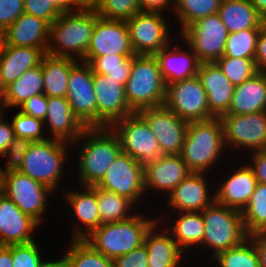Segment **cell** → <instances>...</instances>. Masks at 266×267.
Returning <instances> with one entry per match:
<instances>
[{
  "label": "cell",
  "mask_w": 266,
  "mask_h": 267,
  "mask_svg": "<svg viewBox=\"0 0 266 267\" xmlns=\"http://www.w3.org/2000/svg\"><path fill=\"white\" fill-rule=\"evenodd\" d=\"M76 145H79L75 155L77 171L73 172L81 186L97 185L122 152L120 140L110 127H87L71 144L72 149L76 150Z\"/></svg>",
  "instance_id": "6da1fadb"
},
{
  "label": "cell",
  "mask_w": 266,
  "mask_h": 267,
  "mask_svg": "<svg viewBox=\"0 0 266 267\" xmlns=\"http://www.w3.org/2000/svg\"><path fill=\"white\" fill-rule=\"evenodd\" d=\"M94 26L95 10L93 7L63 11L49 27L46 54L83 60Z\"/></svg>",
  "instance_id": "7a4b0ae2"
},
{
  "label": "cell",
  "mask_w": 266,
  "mask_h": 267,
  "mask_svg": "<svg viewBox=\"0 0 266 267\" xmlns=\"http://www.w3.org/2000/svg\"><path fill=\"white\" fill-rule=\"evenodd\" d=\"M227 149L220 117L189 122L180 156L190 172L208 173ZM218 161V162H217ZM217 163V164H216Z\"/></svg>",
  "instance_id": "3957f363"
},
{
  "label": "cell",
  "mask_w": 266,
  "mask_h": 267,
  "mask_svg": "<svg viewBox=\"0 0 266 267\" xmlns=\"http://www.w3.org/2000/svg\"><path fill=\"white\" fill-rule=\"evenodd\" d=\"M154 218L137 213L122 221L101 224L84 240L104 256L114 259L144 244L147 232L158 221V217Z\"/></svg>",
  "instance_id": "277c9868"
},
{
  "label": "cell",
  "mask_w": 266,
  "mask_h": 267,
  "mask_svg": "<svg viewBox=\"0 0 266 267\" xmlns=\"http://www.w3.org/2000/svg\"><path fill=\"white\" fill-rule=\"evenodd\" d=\"M201 213L204 218V237L198 250H208L212 253L211 258L248 239L240 211L214 201Z\"/></svg>",
  "instance_id": "5b68a950"
},
{
  "label": "cell",
  "mask_w": 266,
  "mask_h": 267,
  "mask_svg": "<svg viewBox=\"0 0 266 267\" xmlns=\"http://www.w3.org/2000/svg\"><path fill=\"white\" fill-rule=\"evenodd\" d=\"M166 84L154 55H133L132 68L125 84L129 107L138 112L144 108L163 106Z\"/></svg>",
  "instance_id": "8992f818"
},
{
  "label": "cell",
  "mask_w": 266,
  "mask_h": 267,
  "mask_svg": "<svg viewBox=\"0 0 266 267\" xmlns=\"http://www.w3.org/2000/svg\"><path fill=\"white\" fill-rule=\"evenodd\" d=\"M69 147V148H68ZM71 144L57 140L47 139L32 142L24 155L19 172L44 184L51 190L58 191L61 177L64 174V165L68 164V155H71Z\"/></svg>",
  "instance_id": "52a82bcc"
},
{
  "label": "cell",
  "mask_w": 266,
  "mask_h": 267,
  "mask_svg": "<svg viewBox=\"0 0 266 267\" xmlns=\"http://www.w3.org/2000/svg\"><path fill=\"white\" fill-rule=\"evenodd\" d=\"M0 192L12 200L24 214L39 225L42 224L41 226L49 208L48 199L55 193L49 187L19 171L0 174Z\"/></svg>",
  "instance_id": "ba28073f"
},
{
  "label": "cell",
  "mask_w": 266,
  "mask_h": 267,
  "mask_svg": "<svg viewBox=\"0 0 266 267\" xmlns=\"http://www.w3.org/2000/svg\"><path fill=\"white\" fill-rule=\"evenodd\" d=\"M110 128L118 136L122 152L143 166L163 155L155 135L138 112L115 122Z\"/></svg>",
  "instance_id": "9c48e42d"
},
{
  "label": "cell",
  "mask_w": 266,
  "mask_h": 267,
  "mask_svg": "<svg viewBox=\"0 0 266 267\" xmlns=\"http://www.w3.org/2000/svg\"><path fill=\"white\" fill-rule=\"evenodd\" d=\"M179 35L201 63L215 62L224 55L228 31L218 13L198 19Z\"/></svg>",
  "instance_id": "30bf717a"
},
{
  "label": "cell",
  "mask_w": 266,
  "mask_h": 267,
  "mask_svg": "<svg viewBox=\"0 0 266 267\" xmlns=\"http://www.w3.org/2000/svg\"><path fill=\"white\" fill-rule=\"evenodd\" d=\"M224 144L227 151L234 148L251 152L266 150V110L251 114H223Z\"/></svg>",
  "instance_id": "8fae6325"
},
{
  "label": "cell",
  "mask_w": 266,
  "mask_h": 267,
  "mask_svg": "<svg viewBox=\"0 0 266 267\" xmlns=\"http://www.w3.org/2000/svg\"><path fill=\"white\" fill-rule=\"evenodd\" d=\"M165 16L161 12L139 11L126 21L135 55H154L172 42L174 37Z\"/></svg>",
  "instance_id": "7c38bea8"
},
{
  "label": "cell",
  "mask_w": 266,
  "mask_h": 267,
  "mask_svg": "<svg viewBox=\"0 0 266 267\" xmlns=\"http://www.w3.org/2000/svg\"><path fill=\"white\" fill-rule=\"evenodd\" d=\"M163 105L186 122L215 117L209 111L207 93L197 75L166 85Z\"/></svg>",
  "instance_id": "4fadbf2b"
},
{
  "label": "cell",
  "mask_w": 266,
  "mask_h": 267,
  "mask_svg": "<svg viewBox=\"0 0 266 267\" xmlns=\"http://www.w3.org/2000/svg\"><path fill=\"white\" fill-rule=\"evenodd\" d=\"M143 174L144 166L121 152L96 186L124 196L137 206L146 195Z\"/></svg>",
  "instance_id": "5bb4252c"
},
{
  "label": "cell",
  "mask_w": 266,
  "mask_h": 267,
  "mask_svg": "<svg viewBox=\"0 0 266 267\" xmlns=\"http://www.w3.org/2000/svg\"><path fill=\"white\" fill-rule=\"evenodd\" d=\"M66 98L74 114L86 127H97V99L89 63L78 60L72 66Z\"/></svg>",
  "instance_id": "9a60e30c"
},
{
  "label": "cell",
  "mask_w": 266,
  "mask_h": 267,
  "mask_svg": "<svg viewBox=\"0 0 266 267\" xmlns=\"http://www.w3.org/2000/svg\"><path fill=\"white\" fill-rule=\"evenodd\" d=\"M138 113L145 119L159 143L163 155H179L189 122L179 118L167 107L144 108Z\"/></svg>",
  "instance_id": "2e32d148"
},
{
  "label": "cell",
  "mask_w": 266,
  "mask_h": 267,
  "mask_svg": "<svg viewBox=\"0 0 266 267\" xmlns=\"http://www.w3.org/2000/svg\"><path fill=\"white\" fill-rule=\"evenodd\" d=\"M206 174L190 172L167 195L165 204L169 208L168 210H175L174 215H176L177 212H201L211 205L215 201V191L210 189L212 186L213 189L215 188L214 185L209 184L211 181L208 180L209 175Z\"/></svg>",
  "instance_id": "e0dca14e"
},
{
  "label": "cell",
  "mask_w": 266,
  "mask_h": 267,
  "mask_svg": "<svg viewBox=\"0 0 266 267\" xmlns=\"http://www.w3.org/2000/svg\"><path fill=\"white\" fill-rule=\"evenodd\" d=\"M97 99V127H111L134 113L125 97V86L107 75L93 73Z\"/></svg>",
  "instance_id": "ac0fdd59"
},
{
  "label": "cell",
  "mask_w": 266,
  "mask_h": 267,
  "mask_svg": "<svg viewBox=\"0 0 266 267\" xmlns=\"http://www.w3.org/2000/svg\"><path fill=\"white\" fill-rule=\"evenodd\" d=\"M135 54L126 21L104 19L95 12V26L85 56Z\"/></svg>",
  "instance_id": "d6986e66"
},
{
  "label": "cell",
  "mask_w": 266,
  "mask_h": 267,
  "mask_svg": "<svg viewBox=\"0 0 266 267\" xmlns=\"http://www.w3.org/2000/svg\"><path fill=\"white\" fill-rule=\"evenodd\" d=\"M81 188V189H80ZM72 189V190H71ZM63 191L66 204L70 206L72 214L76 218V224H72L71 239H84L102 223L98 209L96 185L79 186V191L73 188ZM78 222V224H77Z\"/></svg>",
  "instance_id": "ffe728a7"
},
{
  "label": "cell",
  "mask_w": 266,
  "mask_h": 267,
  "mask_svg": "<svg viewBox=\"0 0 266 267\" xmlns=\"http://www.w3.org/2000/svg\"><path fill=\"white\" fill-rule=\"evenodd\" d=\"M190 173L180 155H162L144 165V189L146 195L159 192L167 198L173 189ZM148 192V193H147Z\"/></svg>",
  "instance_id": "44dd1931"
},
{
  "label": "cell",
  "mask_w": 266,
  "mask_h": 267,
  "mask_svg": "<svg viewBox=\"0 0 266 267\" xmlns=\"http://www.w3.org/2000/svg\"><path fill=\"white\" fill-rule=\"evenodd\" d=\"M40 225L0 192V245L25 244L35 241Z\"/></svg>",
  "instance_id": "7402d4cb"
},
{
  "label": "cell",
  "mask_w": 266,
  "mask_h": 267,
  "mask_svg": "<svg viewBox=\"0 0 266 267\" xmlns=\"http://www.w3.org/2000/svg\"><path fill=\"white\" fill-rule=\"evenodd\" d=\"M183 42L187 45H185L187 50L182 49L185 47L177 45V43L173 46L174 42L172 41L154 54L166 85L192 78L198 73L201 62L191 47L185 41Z\"/></svg>",
  "instance_id": "603a6c76"
},
{
  "label": "cell",
  "mask_w": 266,
  "mask_h": 267,
  "mask_svg": "<svg viewBox=\"0 0 266 267\" xmlns=\"http://www.w3.org/2000/svg\"><path fill=\"white\" fill-rule=\"evenodd\" d=\"M243 164L232 169L228 176H223L225 178H222L224 180L217 186L218 189H214L216 202L240 212L247 206L258 183L252 169Z\"/></svg>",
  "instance_id": "cb8c5ba5"
},
{
  "label": "cell",
  "mask_w": 266,
  "mask_h": 267,
  "mask_svg": "<svg viewBox=\"0 0 266 267\" xmlns=\"http://www.w3.org/2000/svg\"><path fill=\"white\" fill-rule=\"evenodd\" d=\"M47 106L44 125L50 132L48 135L51 139L74 143L87 127L74 114L67 98L48 97Z\"/></svg>",
  "instance_id": "d4e9b609"
},
{
  "label": "cell",
  "mask_w": 266,
  "mask_h": 267,
  "mask_svg": "<svg viewBox=\"0 0 266 267\" xmlns=\"http://www.w3.org/2000/svg\"><path fill=\"white\" fill-rule=\"evenodd\" d=\"M161 217L145 236L144 244L148 252L147 265L148 267H181L182 260H186L183 256L186 253L178 246L166 227L160 228L161 222H164L163 217L167 218L164 214Z\"/></svg>",
  "instance_id": "484cf974"
},
{
  "label": "cell",
  "mask_w": 266,
  "mask_h": 267,
  "mask_svg": "<svg viewBox=\"0 0 266 267\" xmlns=\"http://www.w3.org/2000/svg\"><path fill=\"white\" fill-rule=\"evenodd\" d=\"M207 93L209 111L215 117L227 113L235 86L228 80L215 62L200 63L197 73Z\"/></svg>",
  "instance_id": "4316f807"
},
{
  "label": "cell",
  "mask_w": 266,
  "mask_h": 267,
  "mask_svg": "<svg viewBox=\"0 0 266 267\" xmlns=\"http://www.w3.org/2000/svg\"><path fill=\"white\" fill-rule=\"evenodd\" d=\"M50 25L34 15L22 13L5 31V44L35 47L47 52Z\"/></svg>",
  "instance_id": "83f0119b"
},
{
  "label": "cell",
  "mask_w": 266,
  "mask_h": 267,
  "mask_svg": "<svg viewBox=\"0 0 266 267\" xmlns=\"http://www.w3.org/2000/svg\"><path fill=\"white\" fill-rule=\"evenodd\" d=\"M46 53L35 47L4 45L0 52V81L5 88L28 69L41 64Z\"/></svg>",
  "instance_id": "f1b7e54d"
},
{
  "label": "cell",
  "mask_w": 266,
  "mask_h": 267,
  "mask_svg": "<svg viewBox=\"0 0 266 267\" xmlns=\"http://www.w3.org/2000/svg\"><path fill=\"white\" fill-rule=\"evenodd\" d=\"M266 110V72L235 86L231 105L225 114H251Z\"/></svg>",
  "instance_id": "f546056e"
},
{
  "label": "cell",
  "mask_w": 266,
  "mask_h": 267,
  "mask_svg": "<svg viewBox=\"0 0 266 267\" xmlns=\"http://www.w3.org/2000/svg\"><path fill=\"white\" fill-rule=\"evenodd\" d=\"M218 14L228 33L260 29L265 23L249 0H221Z\"/></svg>",
  "instance_id": "4dcf8cb0"
},
{
  "label": "cell",
  "mask_w": 266,
  "mask_h": 267,
  "mask_svg": "<svg viewBox=\"0 0 266 267\" xmlns=\"http://www.w3.org/2000/svg\"><path fill=\"white\" fill-rule=\"evenodd\" d=\"M78 60L46 54L41 62L43 94L47 97H66L72 66Z\"/></svg>",
  "instance_id": "1f68e13d"
},
{
  "label": "cell",
  "mask_w": 266,
  "mask_h": 267,
  "mask_svg": "<svg viewBox=\"0 0 266 267\" xmlns=\"http://www.w3.org/2000/svg\"><path fill=\"white\" fill-rule=\"evenodd\" d=\"M177 215L172 224L165 225L166 229L185 253L189 249L197 250L204 237V218L202 213L192 211L177 212Z\"/></svg>",
  "instance_id": "d6a6232c"
},
{
  "label": "cell",
  "mask_w": 266,
  "mask_h": 267,
  "mask_svg": "<svg viewBox=\"0 0 266 267\" xmlns=\"http://www.w3.org/2000/svg\"><path fill=\"white\" fill-rule=\"evenodd\" d=\"M43 83L41 64L28 69L15 82L4 88L3 99L6 107H19L29 98L43 94Z\"/></svg>",
  "instance_id": "836d02e7"
},
{
  "label": "cell",
  "mask_w": 266,
  "mask_h": 267,
  "mask_svg": "<svg viewBox=\"0 0 266 267\" xmlns=\"http://www.w3.org/2000/svg\"><path fill=\"white\" fill-rule=\"evenodd\" d=\"M96 196L102 224L125 220L135 214L133 211H138L126 197L97 186Z\"/></svg>",
  "instance_id": "e575fe53"
},
{
  "label": "cell",
  "mask_w": 266,
  "mask_h": 267,
  "mask_svg": "<svg viewBox=\"0 0 266 267\" xmlns=\"http://www.w3.org/2000/svg\"><path fill=\"white\" fill-rule=\"evenodd\" d=\"M135 54H112L104 56H85L82 61L90 64L93 73L107 75L125 86L132 68Z\"/></svg>",
  "instance_id": "d590c367"
},
{
  "label": "cell",
  "mask_w": 266,
  "mask_h": 267,
  "mask_svg": "<svg viewBox=\"0 0 266 267\" xmlns=\"http://www.w3.org/2000/svg\"><path fill=\"white\" fill-rule=\"evenodd\" d=\"M221 0H175L173 14L182 31L198 19L218 13Z\"/></svg>",
  "instance_id": "8d00e7d4"
},
{
  "label": "cell",
  "mask_w": 266,
  "mask_h": 267,
  "mask_svg": "<svg viewBox=\"0 0 266 267\" xmlns=\"http://www.w3.org/2000/svg\"><path fill=\"white\" fill-rule=\"evenodd\" d=\"M64 253L69 267H114L110 259L95 250L84 239H71Z\"/></svg>",
  "instance_id": "74e56055"
},
{
  "label": "cell",
  "mask_w": 266,
  "mask_h": 267,
  "mask_svg": "<svg viewBox=\"0 0 266 267\" xmlns=\"http://www.w3.org/2000/svg\"><path fill=\"white\" fill-rule=\"evenodd\" d=\"M241 213L248 235L266 232V184L257 183L247 206Z\"/></svg>",
  "instance_id": "f35d334b"
},
{
  "label": "cell",
  "mask_w": 266,
  "mask_h": 267,
  "mask_svg": "<svg viewBox=\"0 0 266 267\" xmlns=\"http://www.w3.org/2000/svg\"><path fill=\"white\" fill-rule=\"evenodd\" d=\"M217 267H259V260L252 242L246 239L239 246L218 253L212 258Z\"/></svg>",
  "instance_id": "ab89813d"
},
{
  "label": "cell",
  "mask_w": 266,
  "mask_h": 267,
  "mask_svg": "<svg viewBox=\"0 0 266 267\" xmlns=\"http://www.w3.org/2000/svg\"><path fill=\"white\" fill-rule=\"evenodd\" d=\"M215 63L234 86L242 84L260 72L254 58H234L223 55Z\"/></svg>",
  "instance_id": "60d3db41"
},
{
  "label": "cell",
  "mask_w": 266,
  "mask_h": 267,
  "mask_svg": "<svg viewBox=\"0 0 266 267\" xmlns=\"http://www.w3.org/2000/svg\"><path fill=\"white\" fill-rule=\"evenodd\" d=\"M260 29H246L228 33L224 56L234 58H255Z\"/></svg>",
  "instance_id": "b9f144b4"
},
{
  "label": "cell",
  "mask_w": 266,
  "mask_h": 267,
  "mask_svg": "<svg viewBox=\"0 0 266 267\" xmlns=\"http://www.w3.org/2000/svg\"><path fill=\"white\" fill-rule=\"evenodd\" d=\"M98 16L127 21L140 11L139 0H98L93 6Z\"/></svg>",
  "instance_id": "7bdbcfd3"
},
{
  "label": "cell",
  "mask_w": 266,
  "mask_h": 267,
  "mask_svg": "<svg viewBox=\"0 0 266 267\" xmlns=\"http://www.w3.org/2000/svg\"><path fill=\"white\" fill-rule=\"evenodd\" d=\"M11 123L16 137L29 139L31 142L45 141L50 138L45 136L44 121L28 116L20 110L13 116Z\"/></svg>",
  "instance_id": "ee69618b"
},
{
  "label": "cell",
  "mask_w": 266,
  "mask_h": 267,
  "mask_svg": "<svg viewBox=\"0 0 266 267\" xmlns=\"http://www.w3.org/2000/svg\"><path fill=\"white\" fill-rule=\"evenodd\" d=\"M37 242L12 244V267H39L45 258Z\"/></svg>",
  "instance_id": "f6af8a7d"
},
{
  "label": "cell",
  "mask_w": 266,
  "mask_h": 267,
  "mask_svg": "<svg viewBox=\"0 0 266 267\" xmlns=\"http://www.w3.org/2000/svg\"><path fill=\"white\" fill-rule=\"evenodd\" d=\"M64 10L54 0H24V13L43 19L51 25Z\"/></svg>",
  "instance_id": "bcb514c9"
},
{
  "label": "cell",
  "mask_w": 266,
  "mask_h": 267,
  "mask_svg": "<svg viewBox=\"0 0 266 267\" xmlns=\"http://www.w3.org/2000/svg\"><path fill=\"white\" fill-rule=\"evenodd\" d=\"M32 142L29 139L14 137L12 143L8 146L2 157H7L4 168H0L1 173L9 171H18L22 166L24 155Z\"/></svg>",
  "instance_id": "7dc6e473"
},
{
  "label": "cell",
  "mask_w": 266,
  "mask_h": 267,
  "mask_svg": "<svg viewBox=\"0 0 266 267\" xmlns=\"http://www.w3.org/2000/svg\"><path fill=\"white\" fill-rule=\"evenodd\" d=\"M24 13V0H0V28L4 31Z\"/></svg>",
  "instance_id": "c3c4849f"
},
{
  "label": "cell",
  "mask_w": 266,
  "mask_h": 267,
  "mask_svg": "<svg viewBox=\"0 0 266 267\" xmlns=\"http://www.w3.org/2000/svg\"><path fill=\"white\" fill-rule=\"evenodd\" d=\"M148 252L145 244L125 255L113 259L114 267H148Z\"/></svg>",
  "instance_id": "681fc988"
},
{
  "label": "cell",
  "mask_w": 266,
  "mask_h": 267,
  "mask_svg": "<svg viewBox=\"0 0 266 267\" xmlns=\"http://www.w3.org/2000/svg\"><path fill=\"white\" fill-rule=\"evenodd\" d=\"M47 103L48 97L45 94H38L26 100L18 108L26 115L44 121L48 109Z\"/></svg>",
  "instance_id": "f907efd6"
},
{
  "label": "cell",
  "mask_w": 266,
  "mask_h": 267,
  "mask_svg": "<svg viewBox=\"0 0 266 267\" xmlns=\"http://www.w3.org/2000/svg\"><path fill=\"white\" fill-rule=\"evenodd\" d=\"M250 163L248 166L252 169L258 183L266 184V150L250 152Z\"/></svg>",
  "instance_id": "816d5d0a"
},
{
  "label": "cell",
  "mask_w": 266,
  "mask_h": 267,
  "mask_svg": "<svg viewBox=\"0 0 266 267\" xmlns=\"http://www.w3.org/2000/svg\"><path fill=\"white\" fill-rule=\"evenodd\" d=\"M254 59L259 71L266 72V22L260 28Z\"/></svg>",
  "instance_id": "f5cc1de1"
},
{
  "label": "cell",
  "mask_w": 266,
  "mask_h": 267,
  "mask_svg": "<svg viewBox=\"0 0 266 267\" xmlns=\"http://www.w3.org/2000/svg\"><path fill=\"white\" fill-rule=\"evenodd\" d=\"M140 11L161 12L166 14L174 9L172 0H139ZM170 9V10H169Z\"/></svg>",
  "instance_id": "db71d44e"
},
{
  "label": "cell",
  "mask_w": 266,
  "mask_h": 267,
  "mask_svg": "<svg viewBox=\"0 0 266 267\" xmlns=\"http://www.w3.org/2000/svg\"><path fill=\"white\" fill-rule=\"evenodd\" d=\"M4 116L0 120V157L3 156L15 137L11 121Z\"/></svg>",
  "instance_id": "11a10c76"
},
{
  "label": "cell",
  "mask_w": 266,
  "mask_h": 267,
  "mask_svg": "<svg viewBox=\"0 0 266 267\" xmlns=\"http://www.w3.org/2000/svg\"><path fill=\"white\" fill-rule=\"evenodd\" d=\"M248 239L252 242L257 253L259 267H266V232L248 235Z\"/></svg>",
  "instance_id": "9f6ffc18"
},
{
  "label": "cell",
  "mask_w": 266,
  "mask_h": 267,
  "mask_svg": "<svg viewBox=\"0 0 266 267\" xmlns=\"http://www.w3.org/2000/svg\"><path fill=\"white\" fill-rule=\"evenodd\" d=\"M12 266V245H0V267Z\"/></svg>",
  "instance_id": "6f0895ef"
},
{
  "label": "cell",
  "mask_w": 266,
  "mask_h": 267,
  "mask_svg": "<svg viewBox=\"0 0 266 267\" xmlns=\"http://www.w3.org/2000/svg\"><path fill=\"white\" fill-rule=\"evenodd\" d=\"M64 11L83 7L77 0H54Z\"/></svg>",
  "instance_id": "680465c9"
},
{
  "label": "cell",
  "mask_w": 266,
  "mask_h": 267,
  "mask_svg": "<svg viewBox=\"0 0 266 267\" xmlns=\"http://www.w3.org/2000/svg\"><path fill=\"white\" fill-rule=\"evenodd\" d=\"M39 267H69V266L65 254H63V257H61L60 259L57 258L56 260L47 262L43 260Z\"/></svg>",
  "instance_id": "91938a15"
},
{
  "label": "cell",
  "mask_w": 266,
  "mask_h": 267,
  "mask_svg": "<svg viewBox=\"0 0 266 267\" xmlns=\"http://www.w3.org/2000/svg\"><path fill=\"white\" fill-rule=\"evenodd\" d=\"M250 3L257 10L258 14L265 20L266 22V0H249Z\"/></svg>",
  "instance_id": "94428289"
},
{
  "label": "cell",
  "mask_w": 266,
  "mask_h": 267,
  "mask_svg": "<svg viewBox=\"0 0 266 267\" xmlns=\"http://www.w3.org/2000/svg\"><path fill=\"white\" fill-rule=\"evenodd\" d=\"M83 7H93L98 0H77Z\"/></svg>",
  "instance_id": "6125c7cd"
},
{
  "label": "cell",
  "mask_w": 266,
  "mask_h": 267,
  "mask_svg": "<svg viewBox=\"0 0 266 267\" xmlns=\"http://www.w3.org/2000/svg\"><path fill=\"white\" fill-rule=\"evenodd\" d=\"M5 109H7L4 99H0V120L6 115Z\"/></svg>",
  "instance_id": "be15d7a7"
},
{
  "label": "cell",
  "mask_w": 266,
  "mask_h": 267,
  "mask_svg": "<svg viewBox=\"0 0 266 267\" xmlns=\"http://www.w3.org/2000/svg\"><path fill=\"white\" fill-rule=\"evenodd\" d=\"M5 44L4 30L0 28V52L3 49Z\"/></svg>",
  "instance_id": "e7e4bbea"
},
{
  "label": "cell",
  "mask_w": 266,
  "mask_h": 267,
  "mask_svg": "<svg viewBox=\"0 0 266 267\" xmlns=\"http://www.w3.org/2000/svg\"><path fill=\"white\" fill-rule=\"evenodd\" d=\"M3 97H4V87L2 86L0 81V99H3Z\"/></svg>",
  "instance_id": "03108f58"
}]
</instances>
